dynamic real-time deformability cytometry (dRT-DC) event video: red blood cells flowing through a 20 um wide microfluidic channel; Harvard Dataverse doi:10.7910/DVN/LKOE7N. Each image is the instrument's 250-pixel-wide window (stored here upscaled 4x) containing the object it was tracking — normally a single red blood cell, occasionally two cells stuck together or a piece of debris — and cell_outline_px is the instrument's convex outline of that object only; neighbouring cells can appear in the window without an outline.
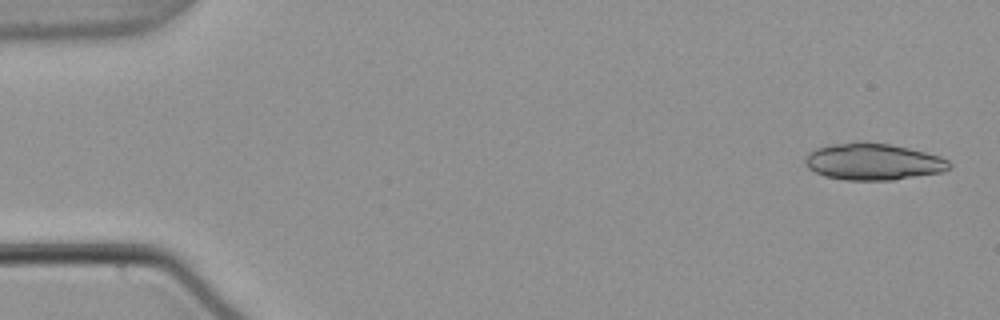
{"species": "common noctule bat (a hibernating species)", "species_latin": "Nyctalus noctula", "temperature_condition": "warm", "stored_images_in_passage": 53, "camera_frame_rate_fps": 3000, "um_per_image_px": 0.085, "animal": {"sex": "male", "body_mass_g": 21.5, "forearm_length_mm": 52.0}, "frame": {"image": 1, "passage_image": 2, "time_ms": 0.333, "image_size_px": [1000, 320], "cell_outline_px": [[952, 164], [944, 172], [892, 180], [844, 180], [824, 176], [808, 168], [804, 164], [804, 160], [808, 152], [816, 148], [832, 144], [852, 140], [860, 140], [888, 144], [908, 148], [940, 156], [948, 160]], "centroid_in_image_um": [74.18, 13.73], "position_along_channel_um": 10.8, "area_um2": 31.21}}